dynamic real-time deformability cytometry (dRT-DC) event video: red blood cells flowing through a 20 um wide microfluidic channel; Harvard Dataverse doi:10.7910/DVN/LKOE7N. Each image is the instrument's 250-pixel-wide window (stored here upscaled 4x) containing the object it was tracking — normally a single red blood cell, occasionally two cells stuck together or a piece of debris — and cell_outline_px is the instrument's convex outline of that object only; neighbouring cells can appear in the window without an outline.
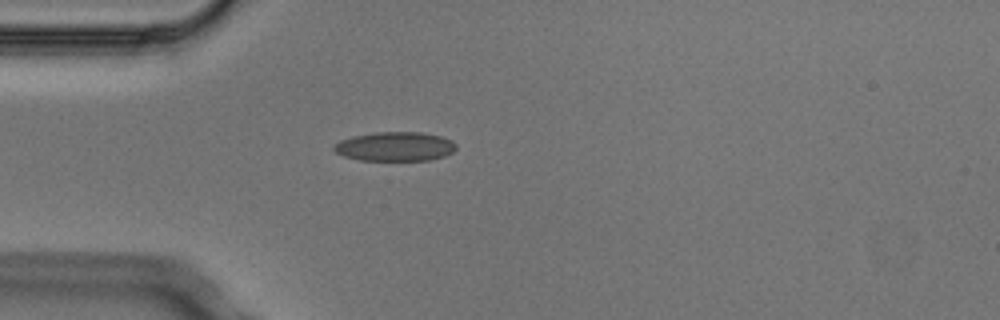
{"species": "Egyptian fruit bat (a non-hibernating species)", "species_latin": "Rousettus aegyptiacus", "temperature_condition": "cold", "stored_images_in_passage": 1, "camera_frame_rate_fps": 3000, "um_per_image_px": 0.085, "animal": {"sex": "male"}, "frame": {"image": 1, "passage_image": 1, "time_ms": 0.0, "image_size_px": [1000, 320], "cell_outline_px": [[456, 148], [452, 152], [444, 156], [432, 160], [360, 160], [344, 156], [336, 152], [332, 148], [332, 144], [340, 140], [352, 136], [376, 132], [420, 132], [440, 136], [452, 140], [456, 144]], "centroid_in_image_um": [33.56, 12.45], "position_along_channel_um": 51.4, "area_um2": 20.87}}